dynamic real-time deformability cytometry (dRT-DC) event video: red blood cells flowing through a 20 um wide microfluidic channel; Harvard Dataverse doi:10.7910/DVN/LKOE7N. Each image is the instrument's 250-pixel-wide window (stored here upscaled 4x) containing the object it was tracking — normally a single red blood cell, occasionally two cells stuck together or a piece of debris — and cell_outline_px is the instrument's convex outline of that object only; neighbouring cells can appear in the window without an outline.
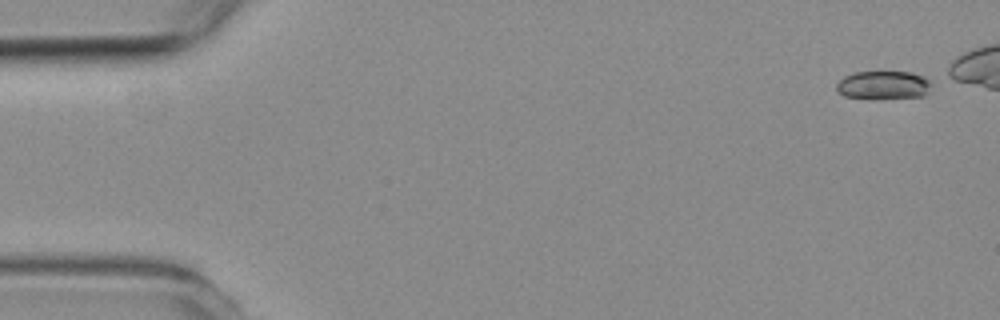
{"species": "common noctule bat (a hibernating species)", "species_latin": "Nyctalus noctula", "temperature_condition": "room temperature", "stored_images_in_passage": 4, "camera_frame_rate_fps": 3000, "um_per_image_px": 0.085, "animal": {"sex": "female", "body_mass_g": 19.3, "forearm_length_mm": 54.1}, "frame": {"image": 1, "passage_image": 1, "time_ms": 0.0, "image_size_px": [1000, 320], "cell_outline_px": [[928, 84], [924, 96], [844, 96], [836, 88], [836, 84], [844, 76], [852, 72], [912, 72], [924, 76], [928, 80]], "centroid_in_image_um": [75.04, 7.17], "position_along_channel_um": 10.0, "area_um2": 14.62}}